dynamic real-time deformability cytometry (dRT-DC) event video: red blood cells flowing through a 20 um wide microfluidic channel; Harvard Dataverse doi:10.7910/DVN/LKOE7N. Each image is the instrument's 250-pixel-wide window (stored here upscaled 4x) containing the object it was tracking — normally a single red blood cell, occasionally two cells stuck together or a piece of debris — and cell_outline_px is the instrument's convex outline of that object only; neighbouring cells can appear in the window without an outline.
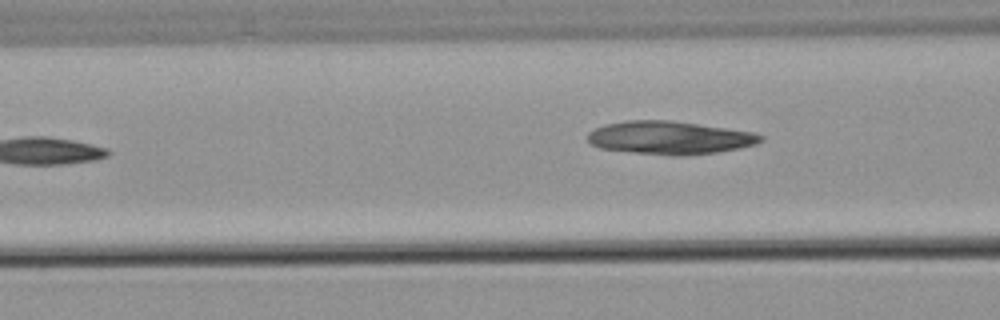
{"species": "common noctule bat (a hibernating species)", "species_latin": "Nyctalus noctula", "temperature_condition": "warm", "stored_images_in_passage": 4, "camera_frame_rate_fps": 3000, "um_per_image_px": 0.085, "animal": {"sex": "male", "body_mass_g": 21.5, "forearm_length_mm": 52.0}, "frame": {"image": 1, "passage_image": 4, "time_ms": 4.333, "image_size_px": [1000, 320], "cell_outline_px": [[764, 140], [756, 144], [740, 148], [716, 152], [688, 156], [672, 156], [632, 152], [600, 148], [592, 144], [588, 140], [588, 132], [604, 124], [628, 120], [672, 120], [752, 132], [764, 136]], "centroid_in_image_um": [56.93, 11.71], "position_along_channel_um": 109.7, "area_um2": 33.47}}